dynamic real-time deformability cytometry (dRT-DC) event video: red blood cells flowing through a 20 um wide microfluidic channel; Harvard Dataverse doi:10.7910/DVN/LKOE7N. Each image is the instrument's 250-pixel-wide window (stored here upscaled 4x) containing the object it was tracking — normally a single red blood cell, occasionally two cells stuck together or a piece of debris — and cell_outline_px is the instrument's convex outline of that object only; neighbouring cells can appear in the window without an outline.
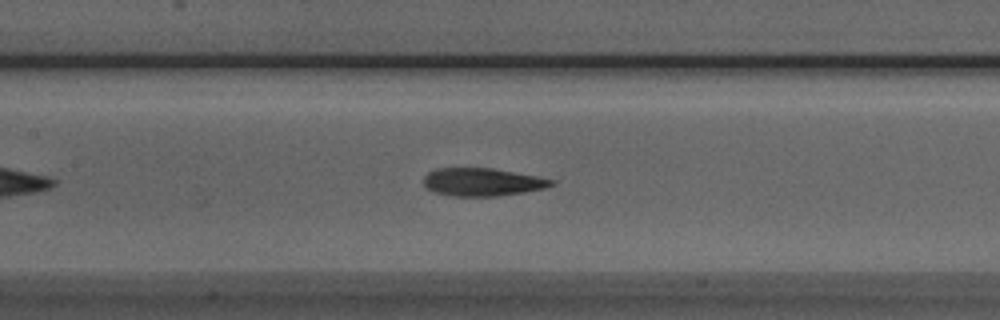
{"species": "Egyptian fruit bat (a non-hibernating species)", "species_latin": "Rousettus aegyptiacus", "temperature_condition": "room temperature", "stored_images_in_passage": 39, "camera_frame_rate_fps": 3000, "um_per_image_px": 0.085, "animal": {"sex": "male"}, "frame": {"image": 1, "passage_image": 13, "time_ms": 4.0, "image_size_px": [1000, 320], "cell_outline_px": [[556, 184], [544, 188], [524, 192], [496, 196], [452, 196], [432, 192], [424, 184], [424, 176], [428, 172], [436, 168], [492, 168], [536, 176], [556, 180]], "centroid_in_image_um": [40.99, 15.47], "position_along_channel_um": 166.4, "area_um2": 20.81}}
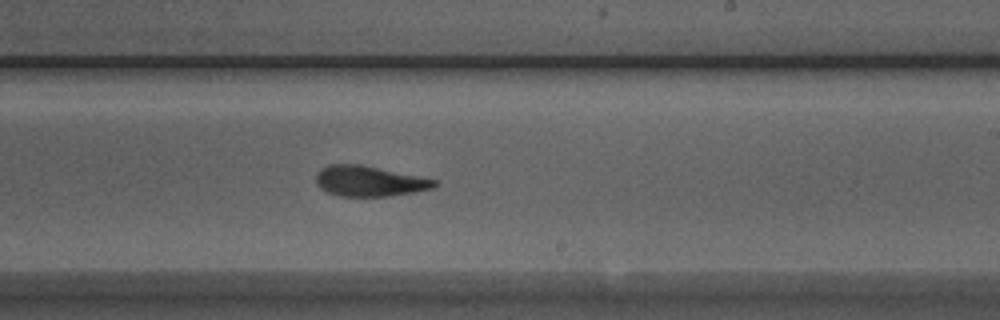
{"frame": {"image": 2, "passage_image": 20, "time_ms": 6.333, "image_size_px": [1000, 320], "cell_outline_px": [[440, 184], [432, 188], [392, 196], [340, 196], [328, 192], [320, 188], [316, 184], [316, 176], [320, 168], [328, 164], [360, 164], [436, 180]], "centroid_in_image_um": [31.35, 15.39], "position_along_channel_um": 257.6, "area_um2": 20.87}}
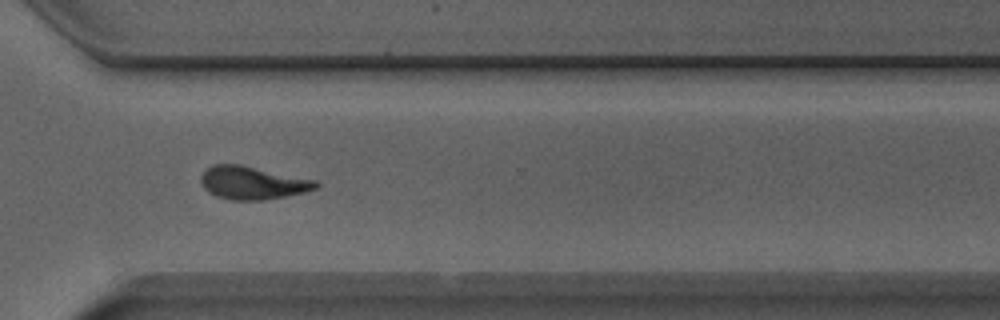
{"frame": {"image": 3, "passage_image": 27, "time_ms": 8.667, "image_size_px": [1000, 320], "cell_outline_px": [[320, 184], [316, 188], [304, 192], [264, 200], [232, 200], [216, 196], [208, 192], [204, 188], [200, 180], [200, 176], [212, 164], [240, 164], [316, 180]], "centroid_in_image_um": [21.44, 15.54], "position_along_channel_um": 349.2, "area_um2": 22.02}, "authors_computed_cell_mechanics": {"area_um2": 21.3282, "velocity_mm_per_s": 3.9267, "shape_relaxation_time_tau1_ms": 3.8944, "shape_relaxation_time_tau2_ms": 2.3631, "deformation_change_tau1": 0.1723, "deformation_change_tau2": 0.1142}}